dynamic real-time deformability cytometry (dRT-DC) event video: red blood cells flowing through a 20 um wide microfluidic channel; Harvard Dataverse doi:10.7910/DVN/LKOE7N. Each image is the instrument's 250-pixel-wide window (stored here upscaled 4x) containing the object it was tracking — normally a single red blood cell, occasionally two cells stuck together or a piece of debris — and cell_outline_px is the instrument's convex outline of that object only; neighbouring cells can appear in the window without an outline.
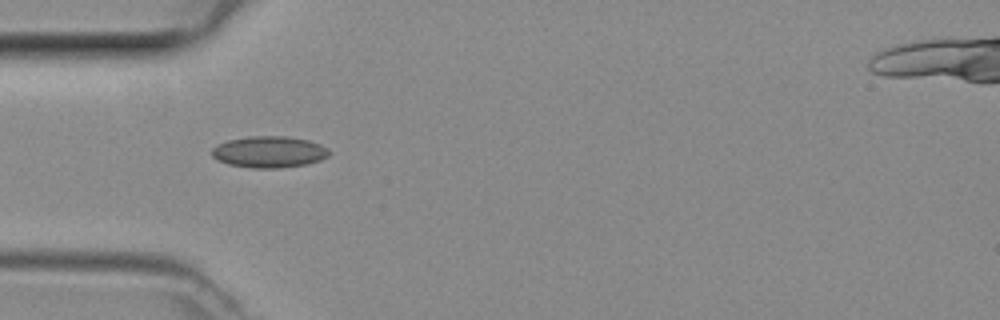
{"species": "common noctule bat (a hibernating species)", "species_latin": "Nyctalus noctula", "temperature_condition": "room temperature", "stored_images_in_passage": 34, "camera_frame_rate_fps": 3000, "um_per_image_px": 0.085, "animal": {"sex": "female", "body_mass_g": 29.2, "forearm_length_mm": 56.3}, "frame": {"image": 1, "passage_image": 1, "time_ms": 0.0, "image_size_px": [1000, 320], "cell_outline_px": [[332, 152], [328, 156], [320, 160], [308, 164], [280, 168], [252, 168], [228, 164], [212, 156], [212, 148], [216, 144], [228, 140], [248, 136], [284, 136], [308, 140], [320, 144], [328, 148]], "centroid_in_image_um": [22.9, 12.91], "position_along_channel_um": 62.1, "area_um2": 21.62}}
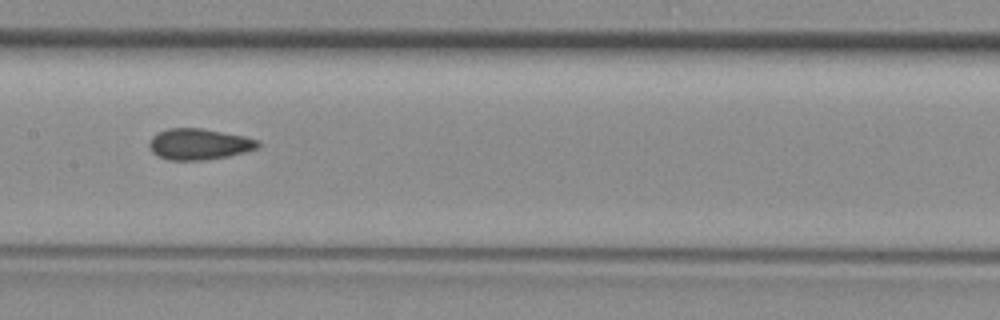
{"frame": {"image": 2, "passage_image": 10, "time_ms": 3.0, "image_size_px": [1000, 320], "cell_outline_px": [[260, 144], [256, 148], [244, 152], [228, 156], [204, 160], [168, 160], [152, 152], [148, 144], [152, 136], [156, 132], [168, 128], [200, 128], [244, 136], [260, 140]], "centroid_in_image_um": [16.89, 12.24], "position_along_channel_um": 190.5, "area_um2": 19.65}}
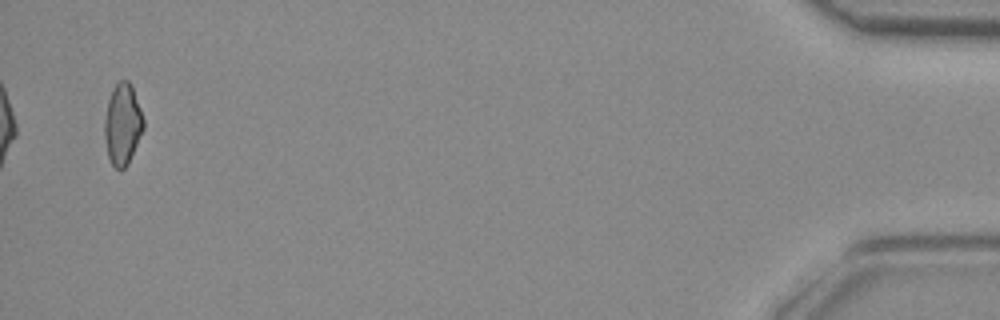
{"frame": {"image": 3, "passage_image": 33, "time_ms": 10.667, "image_size_px": [1000, 320], "cell_outline_px": [[144, 128], [128, 164], [124, 168], [116, 168], [112, 164], [108, 156], [104, 140], [104, 120], [108, 100], [112, 88], [120, 80], [128, 80], [132, 88], [140, 108], [144, 120]], "centroid_in_image_um": [10.4, 10.56], "position_along_channel_um": 424.8, "area_um2": 18.32}}